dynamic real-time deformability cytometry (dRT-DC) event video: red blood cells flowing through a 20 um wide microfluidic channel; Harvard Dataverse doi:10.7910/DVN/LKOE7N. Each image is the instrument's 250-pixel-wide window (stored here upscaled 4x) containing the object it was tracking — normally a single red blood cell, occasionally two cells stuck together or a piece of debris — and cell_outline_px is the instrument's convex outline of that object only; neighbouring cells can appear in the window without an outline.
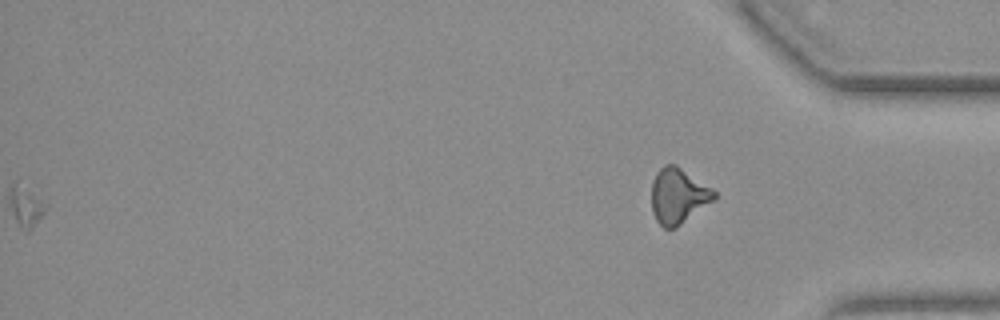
{"species": "common noctule bat (a hibernating species)", "species_latin": "Nyctalus noctula", "temperature_condition": "warm", "stored_images_in_passage": 36, "camera_frame_rate_fps": 3000, "um_per_image_px": 0.085, "animal": {"sex": "female", "body_mass_g": 19.3, "forearm_length_mm": 54.1}, "frame": {"image": 1, "passage_image": 36, "time_ms": 11.667, "image_size_px": [1000, 320], "cell_outline_px": [[716, 196], [712, 200], [676, 228], [664, 228], [656, 220], [652, 212], [652, 180], [656, 172], [664, 164], [676, 164], [712, 188], [716, 192]], "centroid_in_image_um": [57.61, 16.63], "position_along_channel_um": 377.6, "area_um2": 20.06}}